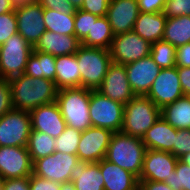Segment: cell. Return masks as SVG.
<instances>
[{"label":"cell","mask_w":190,"mask_h":190,"mask_svg":"<svg viewBox=\"0 0 190 190\" xmlns=\"http://www.w3.org/2000/svg\"><path fill=\"white\" fill-rule=\"evenodd\" d=\"M3 190H30L29 177L5 179L3 180Z\"/></svg>","instance_id":"45"},{"label":"cell","mask_w":190,"mask_h":190,"mask_svg":"<svg viewBox=\"0 0 190 190\" xmlns=\"http://www.w3.org/2000/svg\"><path fill=\"white\" fill-rule=\"evenodd\" d=\"M46 30L65 35H74V13H61L43 8Z\"/></svg>","instance_id":"30"},{"label":"cell","mask_w":190,"mask_h":190,"mask_svg":"<svg viewBox=\"0 0 190 190\" xmlns=\"http://www.w3.org/2000/svg\"><path fill=\"white\" fill-rule=\"evenodd\" d=\"M70 181L74 183L76 190H104L99 162L79 161L71 172Z\"/></svg>","instance_id":"23"},{"label":"cell","mask_w":190,"mask_h":190,"mask_svg":"<svg viewBox=\"0 0 190 190\" xmlns=\"http://www.w3.org/2000/svg\"><path fill=\"white\" fill-rule=\"evenodd\" d=\"M17 32L15 11L0 14V45Z\"/></svg>","instance_id":"36"},{"label":"cell","mask_w":190,"mask_h":190,"mask_svg":"<svg viewBox=\"0 0 190 190\" xmlns=\"http://www.w3.org/2000/svg\"><path fill=\"white\" fill-rule=\"evenodd\" d=\"M112 135L108 129L93 126L83 131L77 149L79 161L90 163L104 159Z\"/></svg>","instance_id":"11"},{"label":"cell","mask_w":190,"mask_h":190,"mask_svg":"<svg viewBox=\"0 0 190 190\" xmlns=\"http://www.w3.org/2000/svg\"><path fill=\"white\" fill-rule=\"evenodd\" d=\"M190 152V129H177L175 143L173 144V155L180 159Z\"/></svg>","instance_id":"38"},{"label":"cell","mask_w":190,"mask_h":190,"mask_svg":"<svg viewBox=\"0 0 190 190\" xmlns=\"http://www.w3.org/2000/svg\"><path fill=\"white\" fill-rule=\"evenodd\" d=\"M139 12L137 0H110L106 17L113 34L132 31Z\"/></svg>","instance_id":"19"},{"label":"cell","mask_w":190,"mask_h":190,"mask_svg":"<svg viewBox=\"0 0 190 190\" xmlns=\"http://www.w3.org/2000/svg\"><path fill=\"white\" fill-rule=\"evenodd\" d=\"M33 162L27 147L0 146V177L5 179L29 177Z\"/></svg>","instance_id":"12"},{"label":"cell","mask_w":190,"mask_h":190,"mask_svg":"<svg viewBox=\"0 0 190 190\" xmlns=\"http://www.w3.org/2000/svg\"><path fill=\"white\" fill-rule=\"evenodd\" d=\"M18 33L33 47L46 31L43 19V7L38 3H32L15 9Z\"/></svg>","instance_id":"14"},{"label":"cell","mask_w":190,"mask_h":190,"mask_svg":"<svg viewBox=\"0 0 190 190\" xmlns=\"http://www.w3.org/2000/svg\"><path fill=\"white\" fill-rule=\"evenodd\" d=\"M55 56L33 50L28 57L24 74L34 78H46L55 82Z\"/></svg>","instance_id":"26"},{"label":"cell","mask_w":190,"mask_h":190,"mask_svg":"<svg viewBox=\"0 0 190 190\" xmlns=\"http://www.w3.org/2000/svg\"><path fill=\"white\" fill-rule=\"evenodd\" d=\"M55 84L58 89L81 87L76 54L55 57Z\"/></svg>","instance_id":"25"},{"label":"cell","mask_w":190,"mask_h":190,"mask_svg":"<svg viewBox=\"0 0 190 190\" xmlns=\"http://www.w3.org/2000/svg\"><path fill=\"white\" fill-rule=\"evenodd\" d=\"M178 158L172 153L146 149L143 168L138 180L162 181L172 175Z\"/></svg>","instance_id":"17"},{"label":"cell","mask_w":190,"mask_h":190,"mask_svg":"<svg viewBox=\"0 0 190 190\" xmlns=\"http://www.w3.org/2000/svg\"><path fill=\"white\" fill-rule=\"evenodd\" d=\"M177 71L184 95L190 96V67H177Z\"/></svg>","instance_id":"46"},{"label":"cell","mask_w":190,"mask_h":190,"mask_svg":"<svg viewBox=\"0 0 190 190\" xmlns=\"http://www.w3.org/2000/svg\"><path fill=\"white\" fill-rule=\"evenodd\" d=\"M35 2H37V0H11L14 9H18Z\"/></svg>","instance_id":"49"},{"label":"cell","mask_w":190,"mask_h":190,"mask_svg":"<svg viewBox=\"0 0 190 190\" xmlns=\"http://www.w3.org/2000/svg\"><path fill=\"white\" fill-rule=\"evenodd\" d=\"M78 162L77 155L55 151L35 160L32 174L62 184L70 181L71 172Z\"/></svg>","instance_id":"10"},{"label":"cell","mask_w":190,"mask_h":190,"mask_svg":"<svg viewBox=\"0 0 190 190\" xmlns=\"http://www.w3.org/2000/svg\"><path fill=\"white\" fill-rule=\"evenodd\" d=\"M99 168L103 175L104 190H138L139 180L134 174L105 158L99 161Z\"/></svg>","instance_id":"22"},{"label":"cell","mask_w":190,"mask_h":190,"mask_svg":"<svg viewBox=\"0 0 190 190\" xmlns=\"http://www.w3.org/2000/svg\"><path fill=\"white\" fill-rule=\"evenodd\" d=\"M138 190H173L167 183L162 181L139 180Z\"/></svg>","instance_id":"47"},{"label":"cell","mask_w":190,"mask_h":190,"mask_svg":"<svg viewBox=\"0 0 190 190\" xmlns=\"http://www.w3.org/2000/svg\"><path fill=\"white\" fill-rule=\"evenodd\" d=\"M12 105L15 109L31 111L56 101L58 88L54 81L25 74L9 79Z\"/></svg>","instance_id":"1"},{"label":"cell","mask_w":190,"mask_h":190,"mask_svg":"<svg viewBox=\"0 0 190 190\" xmlns=\"http://www.w3.org/2000/svg\"><path fill=\"white\" fill-rule=\"evenodd\" d=\"M97 91L122 104H127L136 96L128 82L125 65L115 63L109 66L107 74Z\"/></svg>","instance_id":"16"},{"label":"cell","mask_w":190,"mask_h":190,"mask_svg":"<svg viewBox=\"0 0 190 190\" xmlns=\"http://www.w3.org/2000/svg\"><path fill=\"white\" fill-rule=\"evenodd\" d=\"M13 108L9 79L0 78V118Z\"/></svg>","instance_id":"39"},{"label":"cell","mask_w":190,"mask_h":190,"mask_svg":"<svg viewBox=\"0 0 190 190\" xmlns=\"http://www.w3.org/2000/svg\"><path fill=\"white\" fill-rule=\"evenodd\" d=\"M37 2L46 9H51L61 13H75L76 8L69 0H37Z\"/></svg>","instance_id":"41"},{"label":"cell","mask_w":190,"mask_h":190,"mask_svg":"<svg viewBox=\"0 0 190 190\" xmlns=\"http://www.w3.org/2000/svg\"><path fill=\"white\" fill-rule=\"evenodd\" d=\"M145 152L146 147L141 138L115 132L109 143L105 159L134 174L139 179Z\"/></svg>","instance_id":"2"},{"label":"cell","mask_w":190,"mask_h":190,"mask_svg":"<svg viewBox=\"0 0 190 190\" xmlns=\"http://www.w3.org/2000/svg\"><path fill=\"white\" fill-rule=\"evenodd\" d=\"M166 20L167 18L163 12H139L133 31L152 44L162 40Z\"/></svg>","instance_id":"24"},{"label":"cell","mask_w":190,"mask_h":190,"mask_svg":"<svg viewBox=\"0 0 190 190\" xmlns=\"http://www.w3.org/2000/svg\"><path fill=\"white\" fill-rule=\"evenodd\" d=\"M161 116V109L147 96L136 95L124 104L122 133L141 138Z\"/></svg>","instance_id":"5"},{"label":"cell","mask_w":190,"mask_h":190,"mask_svg":"<svg viewBox=\"0 0 190 190\" xmlns=\"http://www.w3.org/2000/svg\"><path fill=\"white\" fill-rule=\"evenodd\" d=\"M175 54L176 47L169 42L159 40L152 43L150 56L161 69L175 67Z\"/></svg>","instance_id":"32"},{"label":"cell","mask_w":190,"mask_h":190,"mask_svg":"<svg viewBox=\"0 0 190 190\" xmlns=\"http://www.w3.org/2000/svg\"><path fill=\"white\" fill-rule=\"evenodd\" d=\"M60 190H76V189L74 183L72 181H69L62 183Z\"/></svg>","instance_id":"50"},{"label":"cell","mask_w":190,"mask_h":190,"mask_svg":"<svg viewBox=\"0 0 190 190\" xmlns=\"http://www.w3.org/2000/svg\"><path fill=\"white\" fill-rule=\"evenodd\" d=\"M176 67H190V42L176 47Z\"/></svg>","instance_id":"43"},{"label":"cell","mask_w":190,"mask_h":190,"mask_svg":"<svg viewBox=\"0 0 190 190\" xmlns=\"http://www.w3.org/2000/svg\"><path fill=\"white\" fill-rule=\"evenodd\" d=\"M165 183L173 190H190V167L178 159L175 170Z\"/></svg>","instance_id":"34"},{"label":"cell","mask_w":190,"mask_h":190,"mask_svg":"<svg viewBox=\"0 0 190 190\" xmlns=\"http://www.w3.org/2000/svg\"><path fill=\"white\" fill-rule=\"evenodd\" d=\"M161 116L175 129H190V96L183 95L164 106Z\"/></svg>","instance_id":"27"},{"label":"cell","mask_w":190,"mask_h":190,"mask_svg":"<svg viewBox=\"0 0 190 190\" xmlns=\"http://www.w3.org/2000/svg\"><path fill=\"white\" fill-rule=\"evenodd\" d=\"M31 130L30 112L13 108L0 118V146L27 147Z\"/></svg>","instance_id":"8"},{"label":"cell","mask_w":190,"mask_h":190,"mask_svg":"<svg viewBox=\"0 0 190 190\" xmlns=\"http://www.w3.org/2000/svg\"><path fill=\"white\" fill-rule=\"evenodd\" d=\"M179 160L190 167V152L188 154L183 155Z\"/></svg>","instance_id":"51"},{"label":"cell","mask_w":190,"mask_h":190,"mask_svg":"<svg viewBox=\"0 0 190 190\" xmlns=\"http://www.w3.org/2000/svg\"><path fill=\"white\" fill-rule=\"evenodd\" d=\"M177 129L171 126L162 116L145 132L142 137L146 149L160 150L173 154V144Z\"/></svg>","instance_id":"21"},{"label":"cell","mask_w":190,"mask_h":190,"mask_svg":"<svg viewBox=\"0 0 190 190\" xmlns=\"http://www.w3.org/2000/svg\"><path fill=\"white\" fill-rule=\"evenodd\" d=\"M89 102V89L83 87L58 89L56 103L67 126L81 132L91 127Z\"/></svg>","instance_id":"3"},{"label":"cell","mask_w":190,"mask_h":190,"mask_svg":"<svg viewBox=\"0 0 190 190\" xmlns=\"http://www.w3.org/2000/svg\"><path fill=\"white\" fill-rule=\"evenodd\" d=\"M75 54L81 74V87L97 90L112 64L110 51L105 48L80 45Z\"/></svg>","instance_id":"4"},{"label":"cell","mask_w":190,"mask_h":190,"mask_svg":"<svg viewBox=\"0 0 190 190\" xmlns=\"http://www.w3.org/2000/svg\"><path fill=\"white\" fill-rule=\"evenodd\" d=\"M162 40L174 47L190 42V16L167 18Z\"/></svg>","instance_id":"29"},{"label":"cell","mask_w":190,"mask_h":190,"mask_svg":"<svg viewBox=\"0 0 190 190\" xmlns=\"http://www.w3.org/2000/svg\"><path fill=\"white\" fill-rule=\"evenodd\" d=\"M70 3L76 8L80 9L81 5L83 4L84 0H69Z\"/></svg>","instance_id":"52"},{"label":"cell","mask_w":190,"mask_h":190,"mask_svg":"<svg viewBox=\"0 0 190 190\" xmlns=\"http://www.w3.org/2000/svg\"><path fill=\"white\" fill-rule=\"evenodd\" d=\"M110 0H84L80 9L98 17L106 16Z\"/></svg>","instance_id":"40"},{"label":"cell","mask_w":190,"mask_h":190,"mask_svg":"<svg viewBox=\"0 0 190 190\" xmlns=\"http://www.w3.org/2000/svg\"><path fill=\"white\" fill-rule=\"evenodd\" d=\"M27 150L32 162L35 160L51 155L55 152V138L46 133L31 130Z\"/></svg>","instance_id":"31"},{"label":"cell","mask_w":190,"mask_h":190,"mask_svg":"<svg viewBox=\"0 0 190 190\" xmlns=\"http://www.w3.org/2000/svg\"><path fill=\"white\" fill-rule=\"evenodd\" d=\"M139 11L143 13L163 12L166 0H137Z\"/></svg>","instance_id":"44"},{"label":"cell","mask_w":190,"mask_h":190,"mask_svg":"<svg viewBox=\"0 0 190 190\" xmlns=\"http://www.w3.org/2000/svg\"><path fill=\"white\" fill-rule=\"evenodd\" d=\"M124 104L90 90L89 117L91 126L121 132L123 126Z\"/></svg>","instance_id":"6"},{"label":"cell","mask_w":190,"mask_h":190,"mask_svg":"<svg viewBox=\"0 0 190 190\" xmlns=\"http://www.w3.org/2000/svg\"><path fill=\"white\" fill-rule=\"evenodd\" d=\"M81 42L75 35L58 34L46 30L39 41L33 47L43 53L51 54L55 57L62 55L75 54L80 47Z\"/></svg>","instance_id":"20"},{"label":"cell","mask_w":190,"mask_h":190,"mask_svg":"<svg viewBox=\"0 0 190 190\" xmlns=\"http://www.w3.org/2000/svg\"><path fill=\"white\" fill-rule=\"evenodd\" d=\"M184 95L180 85L177 67L161 69L146 95L162 109Z\"/></svg>","instance_id":"13"},{"label":"cell","mask_w":190,"mask_h":190,"mask_svg":"<svg viewBox=\"0 0 190 190\" xmlns=\"http://www.w3.org/2000/svg\"><path fill=\"white\" fill-rule=\"evenodd\" d=\"M32 130L46 133L56 138L66 128L67 124L55 102L38 106L30 111Z\"/></svg>","instance_id":"18"},{"label":"cell","mask_w":190,"mask_h":190,"mask_svg":"<svg viewBox=\"0 0 190 190\" xmlns=\"http://www.w3.org/2000/svg\"><path fill=\"white\" fill-rule=\"evenodd\" d=\"M114 34L106 16L98 17L92 14L91 32H88L81 45L110 49Z\"/></svg>","instance_id":"28"},{"label":"cell","mask_w":190,"mask_h":190,"mask_svg":"<svg viewBox=\"0 0 190 190\" xmlns=\"http://www.w3.org/2000/svg\"><path fill=\"white\" fill-rule=\"evenodd\" d=\"M0 190H3V179L0 177Z\"/></svg>","instance_id":"53"},{"label":"cell","mask_w":190,"mask_h":190,"mask_svg":"<svg viewBox=\"0 0 190 190\" xmlns=\"http://www.w3.org/2000/svg\"><path fill=\"white\" fill-rule=\"evenodd\" d=\"M92 14L81 9H76L74 13V35L82 42L88 32H91Z\"/></svg>","instance_id":"35"},{"label":"cell","mask_w":190,"mask_h":190,"mask_svg":"<svg viewBox=\"0 0 190 190\" xmlns=\"http://www.w3.org/2000/svg\"><path fill=\"white\" fill-rule=\"evenodd\" d=\"M130 87L135 95L146 96L161 71V68L149 55L137 61L125 64Z\"/></svg>","instance_id":"15"},{"label":"cell","mask_w":190,"mask_h":190,"mask_svg":"<svg viewBox=\"0 0 190 190\" xmlns=\"http://www.w3.org/2000/svg\"><path fill=\"white\" fill-rule=\"evenodd\" d=\"M29 189L30 190H60L61 184L36 176L34 174H31L29 176Z\"/></svg>","instance_id":"42"},{"label":"cell","mask_w":190,"mask_h":190,"mask_svg":"<svg viewBox=\"0 0 190 190\" xmlns=\"http://www.w3.org/2000/svg\"><path fill=\"white\" fill-rule=\"evenodd\" d=\"M33 51L18 32L0 45V78L10 79L24 74L28 57Z\"/></svg>","instance_id":"7"},{"label":"cell","mask_w":190,"mask_h":190,"mask_svg":"<svg viewBox=\"0 0 190 190\" xmlns=\"http://www.w3.org/2000/svg\"><path fill=\"white\" fill-rule=\"evenodd\" d=\"M15 11L11 0H0V14Z\"/></svg>","instance_id":"48"},{"label":"cell","mask_w":190,"mask_h":190,"mask_svg":"<svg viewBox=\"0 0 190 190\" xmlns=\"http://www.w3.org/2000/svg\"><path fill=\"white\" fill-rule=\"evenodd\" d=\"M81 131L66 126L65 130L55 138V151L77 155Z\"/></svg>","instance_id":"33"},{"label":"cell","mask_w":190,"mask_h":190,"mask_svg":"<svg viewBox=\"0 0 190 190\" xmlns=\"http://www.w3.org/2000/svg\"><path fill=\"white\" fill-rule=\"evenodd\" d=\"M163 13L166 18L190 16V0H166Z\"/></svg>","instance_id":"37"},{"label":"cell","mask_w":190,"mask_h":190,"mask_svg":"<svg viewBox=\"0 0 190 190\" xmlns=\"http://www.w3.org/2000/svg\"><path fill=\"white\" fill-rule=\"evenodd\" d=\"M151 48L150 42L132 30L114 35L109 51L112 63L125 65L149 56Z\"/></svg>","instance_id":"9"}]
</instances>
